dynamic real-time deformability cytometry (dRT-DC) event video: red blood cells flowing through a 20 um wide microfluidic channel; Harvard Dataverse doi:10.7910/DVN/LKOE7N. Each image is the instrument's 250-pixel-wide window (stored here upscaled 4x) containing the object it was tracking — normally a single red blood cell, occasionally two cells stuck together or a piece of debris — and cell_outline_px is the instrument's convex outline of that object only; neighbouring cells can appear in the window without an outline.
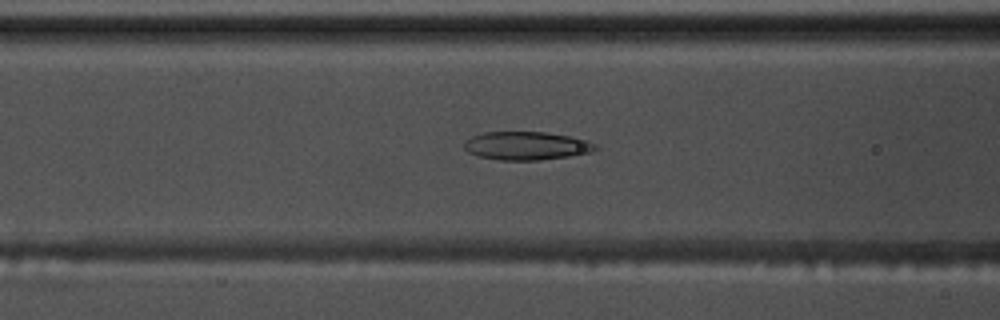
{"species": "common noctule bat (a hibernating species)", "species_latin": "Nyctalus noctula", "temperature_condition": "warm", "stored_images_in_passage": 41, "camera_frame_rate_fps": 3000, "um_per_image_px": 0.085, "animal": {"sex": "male", "body_mass_g": 17.5, "forearm_length_mm": 52.3}, "frame": {"image": 1, "passage_image": 8, "time_ms": 2.333, "image_size_px": [1000, 320], "cell_outline_px": [[600, 148], [592, 152], [568, 156], [540, 160], [500, 160], [476, 156], [468, 152], [464, 148], [464, 144], [472, 136], [484, 132], [544, 132], [568, 136], [588, 140], [596, 144]], "centroid_in_image_um": [44.77, 12.39], "position_along_channel_um": 121.8, "area_um2": 21.68}}
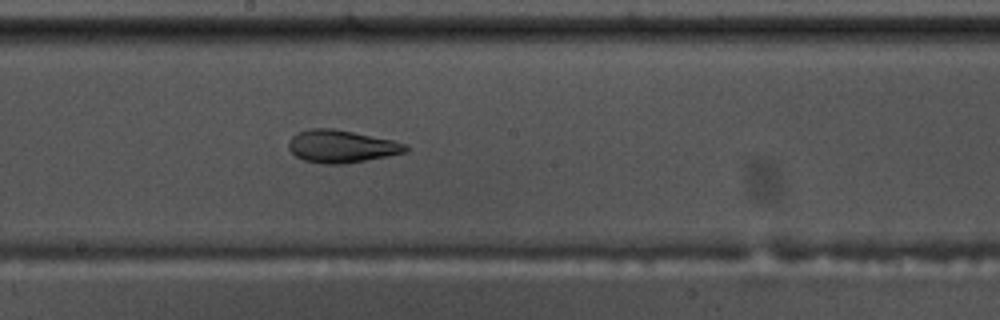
{"frame": {"image": 2, "passage_image": 16, "time_ms": 5.0, "image_size_px": [1000, 320], "cell_outline_px": [[408, 152], [388, 156], [344, 164], [324, 164], [304, 160], [296, 156], [288, 148], [288, 140], [296, 132], [312, 128], [332, 128], [392, 140], [408, 144]], "centroid_in_image_um": [29.01, 12.44], "position_along_channel_um": 219.2, "area_um2": 22.25}}
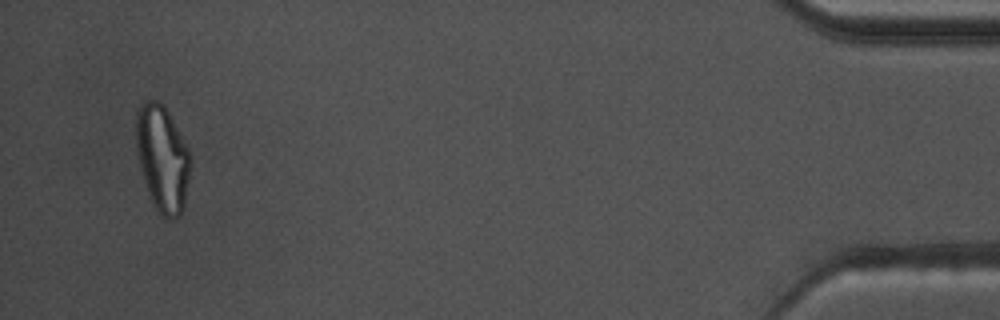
{"frame": {"image": 3, "passage_image": 39, "time_ms": 12.667, "image_size_px": [1000, 320], "cell_outline_px": [[192, 156], [184, 204], [180, 216], [176, 220], [172, 220], [164, 216], [152, 204], [140, 168], [136, 152], [136, 112], [140, 104], [144, 100], [156, 100], [164, 104], [188, 148]], "centroid_in_image_um": [13.8, 13.44], "position_along_channel_um": 421.4, "area_um2": 33.81}, "authors_computed_cell_mechanics": {"area_um2": 22.7732, "velocity_mm_per_s": 3.6614, "shape_relaxation_time_tau1_ms": null, "shape_relaxation_time_tau2_ms": 2.2129, "deformation_change_tau1": null, "deformation_change_tau2": 0.1048}}